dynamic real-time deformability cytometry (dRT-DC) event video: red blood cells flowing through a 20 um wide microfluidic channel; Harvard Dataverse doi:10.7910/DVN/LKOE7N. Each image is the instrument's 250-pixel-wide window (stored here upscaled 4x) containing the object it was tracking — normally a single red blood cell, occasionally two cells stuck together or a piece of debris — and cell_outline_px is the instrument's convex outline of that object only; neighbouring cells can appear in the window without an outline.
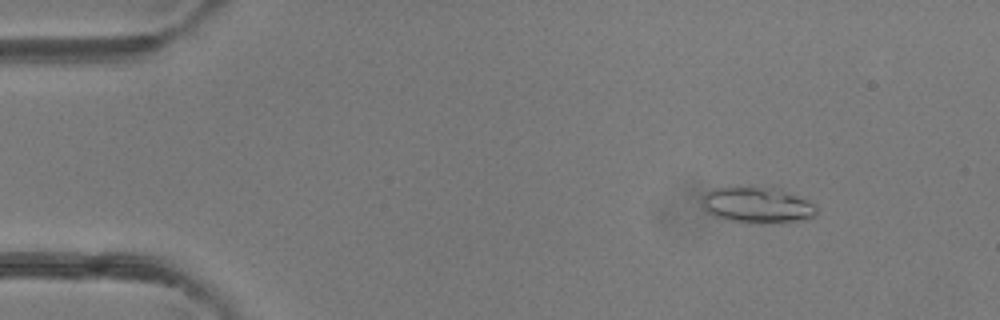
{"species": "common noctule bat (a hibernating species)", "species_latin": "Nyctalus noctula", "temperature_condition": "room temperature", "stored_images_in_passage": 3, "camera_frame_rate_fps": 3000, "um_per_image_px": 0.085, "animal": {"sex": "female"}, "frame": {"image": 1, "passage_image": 1, "time_ms": 0.0, "image_size_px": [1000, 320], "cell_outline_px": [[816, 216], [808, 220], [780, 224], [748, 224], [728, 220], [704, 212], [704, 196], [708, 192], [716, 188], [772, 184], [816, 204]], "centroid_in_image_um": [64.46, 17.43], "position_along_channel_um": 20.5, "area_um2": 25.32}}